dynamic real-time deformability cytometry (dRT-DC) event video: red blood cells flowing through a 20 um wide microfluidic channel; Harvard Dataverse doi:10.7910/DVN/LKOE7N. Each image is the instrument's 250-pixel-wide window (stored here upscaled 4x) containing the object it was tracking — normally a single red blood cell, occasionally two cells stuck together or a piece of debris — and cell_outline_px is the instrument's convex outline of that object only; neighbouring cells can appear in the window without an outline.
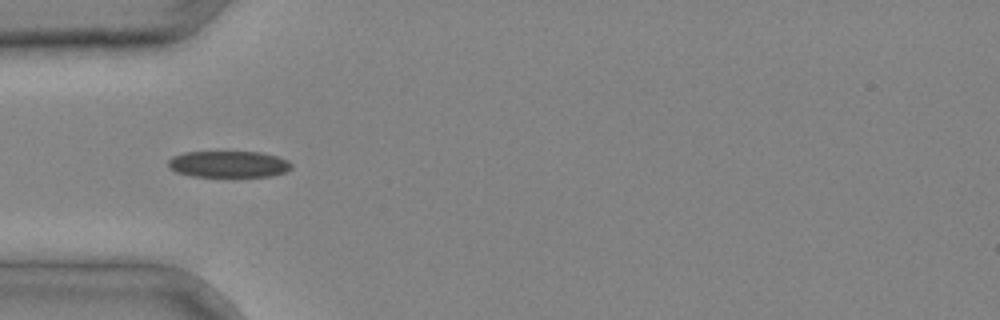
{"species": "common noctule bat (a hibernating species)", "species_latin": "Nyctalus noctula", "temperature_condition": "cold", "stored_images_in_passage": 4, "camera_frame_rate_fps": 3000, "um_per_image_px": 0.085, "animal": {"sex": "male", "body_mass_g": 20.4}, "frame": {"image": 1, "passage_image": 4, "time_ms": 1.0, "image_size_px": [1000, 320], "cell_outline_px": [[292, 168], [284, 172], [272, 176], [236, 180], [192, 176], [176, 172], [168, 168], [168, 160], [172, 156], [184, 152], [260, 152], [276, 156], [288, 160], [292, 164]], "centroid_in_image_um": [19.43, 14.01], "position_along_channel_um": 65.6, "area_um2": 20.17}}